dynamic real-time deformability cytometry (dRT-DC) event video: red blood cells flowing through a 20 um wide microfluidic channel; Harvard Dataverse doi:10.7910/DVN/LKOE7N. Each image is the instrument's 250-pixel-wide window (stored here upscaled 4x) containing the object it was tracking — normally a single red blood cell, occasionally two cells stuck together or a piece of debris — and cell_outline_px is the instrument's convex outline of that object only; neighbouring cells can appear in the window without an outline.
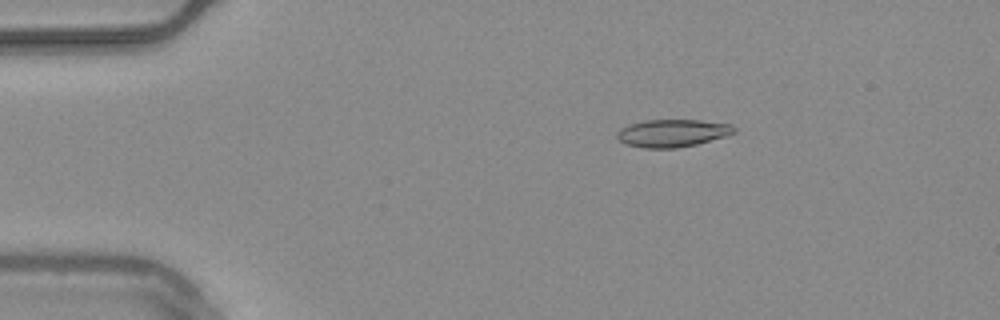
{"species": "common noctule bat (a hibernating species)", "species_latin": "Nyctalus noctula", "temperature_condition": "warm", "stored_images_in_passage": 50, "camera_frame_rate_fps": 3000, "um_per_image_px": 0.085, "animal": {"sex": "male", "body_mass_g": 20.4}, "frame": {"image": 1, "passage_image": 5, "time_ms": 1.333, "image_size_px": [1000, 320], "cell_outline_px": [[736, 132], [724, 136], [696, 144], [676, 148], [644, 148], [624, 144], [616, 136], [616, 132], [620, 128], [644, 120], [700, 120], [732, 124], [736, 128]], "centroid_in_image_um": [57.14, 11.31], "position_along_channel_um": 27.9, "area_um2": 18.79}}
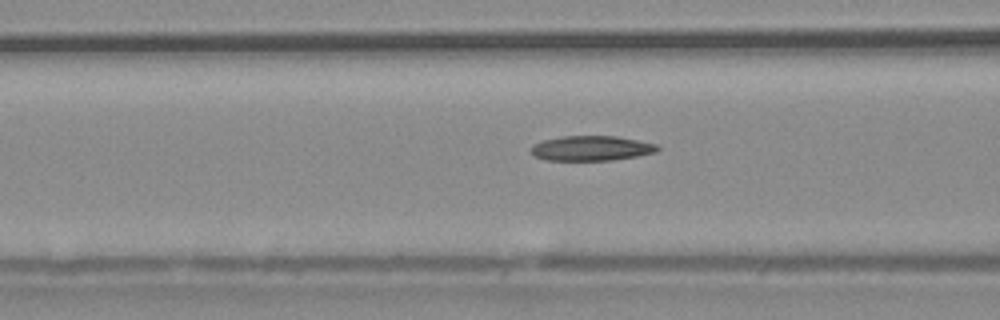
{"frame": {"image": 2, "passage_image": 17, "time_ms": 5.333, "image_size_px": [1000, 320], "cell_outline_px": [[660, 148], [656, 152], [636, 156], [612, 160], [544, 160], [528, 152], [532, 144], [540, 140], [560, 136], [616, 136], [656, 144]], "centroid_in_image_um": [50.18, 12.59], "position_along_channel_um": 116.4, "area_um2": 18.5}}
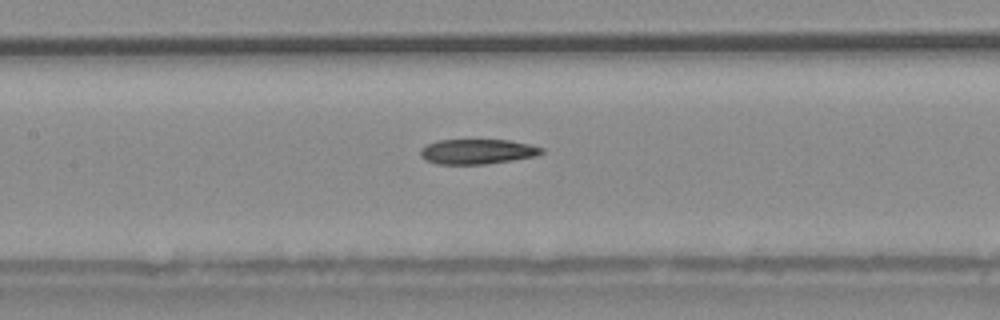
{"frame": {"image": 3, "passage_image": 21, "time_ms": 6.667, "image_size_px": [1000, 320], "cell_outline_px": [[544, 152], [536, 156], [512, 160], [484, 164], [436, 164], [424, 160], [420, 156], [420, 148], [436, 140], [508, 140], [528, 144], [544, 148]], "centroid_in_image_um": [40.53, 12.88], "position_along_channel_um": 166.9, "area_um2": 17.69}, "authors_computed_cell_mechanics": {"area_um2": 18.496, "velocity_mm_per_s": 3.7631, "shape_relaxation_time_tau1_ms": null, "shape_relaxation_time_tau2_ms": 9.1408, "deformation_change_tau1": null, "deformation_change_tau2": 0.197}}